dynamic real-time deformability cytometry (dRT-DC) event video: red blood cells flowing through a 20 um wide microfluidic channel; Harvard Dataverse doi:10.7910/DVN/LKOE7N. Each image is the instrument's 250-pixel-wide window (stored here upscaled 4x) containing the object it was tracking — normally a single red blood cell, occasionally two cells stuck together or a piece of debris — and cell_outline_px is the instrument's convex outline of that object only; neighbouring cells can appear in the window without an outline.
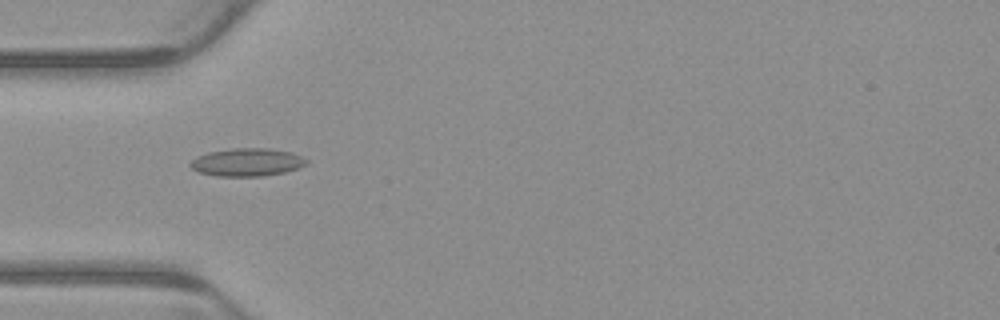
{"species": "common noctule bat (a hibernating species)", "species_latin": "Nyctalus noctula", "temperature_condition": "warm", "stored_images_in_passage": 1, "camera_frame_rate_fps": 3000, "um_per_image_px": 0.085, "animal": {"sex": "male", "body_mass_g": 23.1, "forearm_length_mm": 52.7}, "frame": {"image": 1, "passage_image": 1, "time_ms": 0.0, "image_size_px": [1000, 320], "cell_outline_px": [[308, 164], [284, 172], [264, 176], [216, 176], [200, 172], [192, 168], [188, 164], [196, 156], [208, 152], [232, 148], [268, 148], [292, 152], [308, 160]], "centroid_in_image_um": [20.99, 13.78], "position_along_channel_um": 64.0, "area_um2": 18.9}}